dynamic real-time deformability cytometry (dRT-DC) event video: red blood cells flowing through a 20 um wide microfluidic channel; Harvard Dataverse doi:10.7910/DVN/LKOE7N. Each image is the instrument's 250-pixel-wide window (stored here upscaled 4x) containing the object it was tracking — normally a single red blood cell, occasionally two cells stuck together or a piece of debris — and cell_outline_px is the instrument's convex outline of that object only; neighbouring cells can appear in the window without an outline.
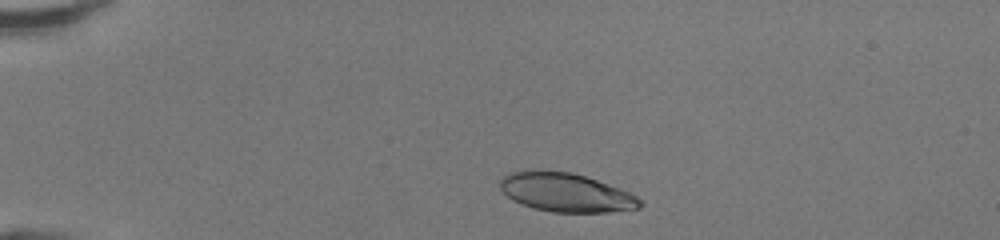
{"species": "human", "species_latin": "Homo sapiens", "temperature_condition": "room temperature", "stored_images_in_passage": 36, "camera_frame_rate_fps": 3000, "um_per_image_px": 0.085, "donor": {"sex": "female"}, "frame": {"image": 1, "passage_image": 4, "time_ms": 1.0, "image_size_px": [1000, 240], "cell_outline_px": [[644, 204], [640, 208], [608, 212], [552, 212], [532, 208], [520, 204], [512, 200], [500, 188], [500, 180], [504, 176], [512, 172], [524, 168], [532, 168], [572, 172], [620, 188], [636, 196]], "centroid_in_image_um": [48.05, 16.34], "position_along_channel_um": 36.9, "area_um2": 32.02}}
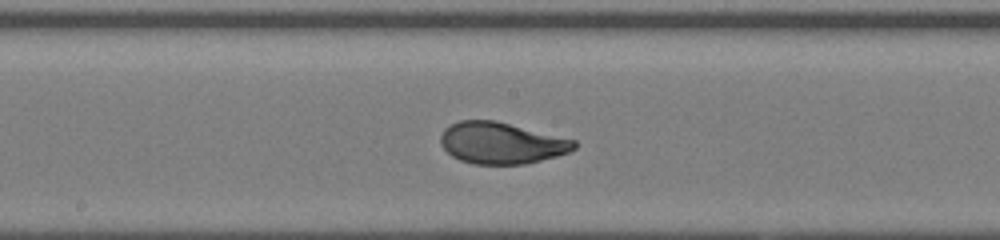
{"frame": {"image": 2, "passage_image": 20, "time_ms": 6.333, "image_size_px": [1000, 240], "cell_outline_px": [[576, 148], [568, 152], [556, 156], [524, 164], [472, 164], [460, 160], [452, 156], [440, 144], [440, 136], [444, 128], [460, 120], [496, 120], [576, 140]], "centroid_in_image_um": [42.6, 12.15], "position_along_channel_um": 205.6, "area_um2": 32.31}}
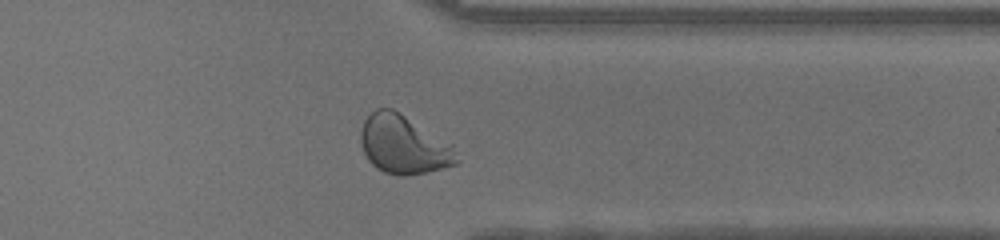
{"frame": {"image": 3, "passage_image": 32, "time_ms": 10.333, "image_size_px": [1000, 240], "cell_outline_px": [[460, 160], [456, 164], [444, 168], [404, 176], [400, 176], [384, 172], [376, 168], [368, 160], [364, 152], [360, 140], [360, 132], [364, 120], [376, 108], [392, 108], [400, 112], [452, 144]], "centroid_in_image_um": [34.3, 12.29], "position_along_channel_um": 377.1, "area_um2": 32.77}, "authors_computed_cell_mechanics": {"area_um2": 32.1368, "velocity_mm_per_s": 4.3064, "shape_relaxation_time_tau1_ms": 3.3026, "shape_relaxation_time_tau2_ms": null, "deformation_change_tau1": 0.1849, "deformation_change_tau2": null}}